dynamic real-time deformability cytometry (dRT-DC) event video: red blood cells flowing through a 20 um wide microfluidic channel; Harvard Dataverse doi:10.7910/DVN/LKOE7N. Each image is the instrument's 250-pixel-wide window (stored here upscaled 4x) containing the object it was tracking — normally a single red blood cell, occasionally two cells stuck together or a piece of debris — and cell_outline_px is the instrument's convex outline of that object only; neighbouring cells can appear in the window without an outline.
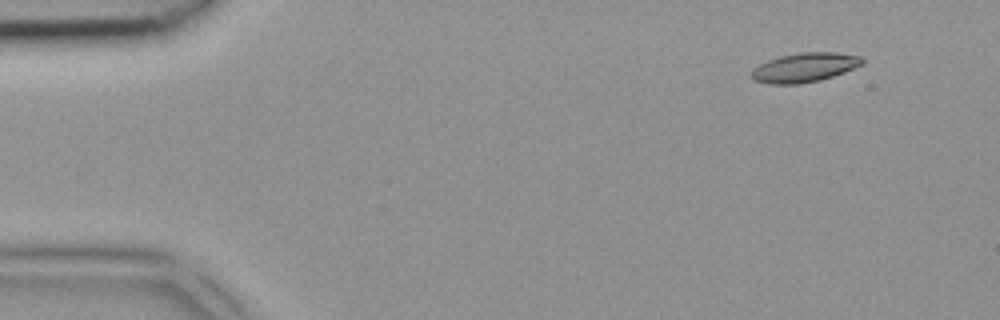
{"species": "common noctule bat (a hibernating species)", "species_latin": "Nyctalus noctula", "temperature_condition": "room temperature", "stored_images_in_passage": 3, "camera_frame_rate_fps": 3000, "um_per_image_px": 0.085, "animal": {"sex": "female", "body_mass_g": 18.4}, "frame": {"image": 1, "passage_image": 1, "time_ms": 0.0, "image_size_px": [1000, 320], "cell_outline_px": [[864, 64], [844, 72], [820, 80], [800, 84], [768, 84], [752, 80], [752, 68], [768, 60], [780, 56], [800, 52], [836, 52], [860, 56], [864, 60]], "centroid_in_image_um": [68.38, 5.73], "position_along_channel_um": 16.6, "area_um2": 18.96}}